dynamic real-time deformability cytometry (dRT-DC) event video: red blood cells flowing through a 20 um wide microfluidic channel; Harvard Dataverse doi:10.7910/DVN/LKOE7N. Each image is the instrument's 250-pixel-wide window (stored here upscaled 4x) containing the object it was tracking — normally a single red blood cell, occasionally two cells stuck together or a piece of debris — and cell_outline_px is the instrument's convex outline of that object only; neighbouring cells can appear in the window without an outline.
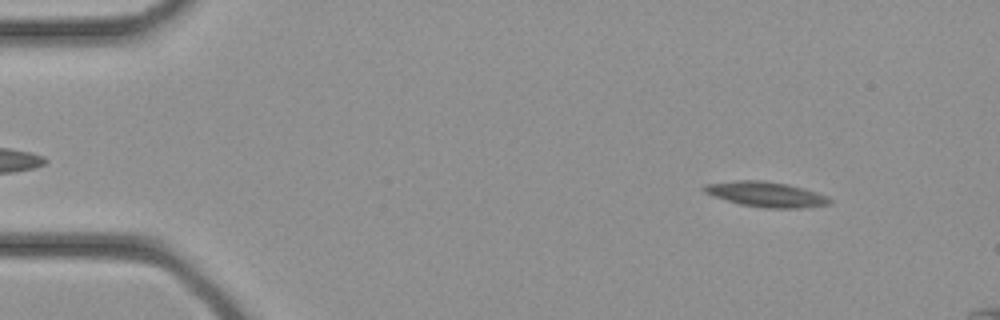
{"species": "common noctule bat (a hibernating species)", "species_latin": "Nyctalus noctula", "temperature_condition": "cold", "stored_images_in_passage": 6, "camera_frame_rate_fps": 3000, "um_per_image_px": 0.085, "animal": {"sex": "female", "body_mass_g": 21.9}, "frame": {"image": 1, "passage_image": 1, "time_ms": 0.0, "image_size_px": [1000, 320], "cell_outline_px": [[832, 204], [800, 208], [764, 208], [740, 204], [712, 196], [704, 192], [700, 188], [704, 184], [736, 180], [764, 180], [788, 184], [804, 188], [828, 196], [832, 200]], "centroid_in_image_um": [65.1, 16.51], "position_along_channel_um": 19.9, "area_um2": 18.67}}